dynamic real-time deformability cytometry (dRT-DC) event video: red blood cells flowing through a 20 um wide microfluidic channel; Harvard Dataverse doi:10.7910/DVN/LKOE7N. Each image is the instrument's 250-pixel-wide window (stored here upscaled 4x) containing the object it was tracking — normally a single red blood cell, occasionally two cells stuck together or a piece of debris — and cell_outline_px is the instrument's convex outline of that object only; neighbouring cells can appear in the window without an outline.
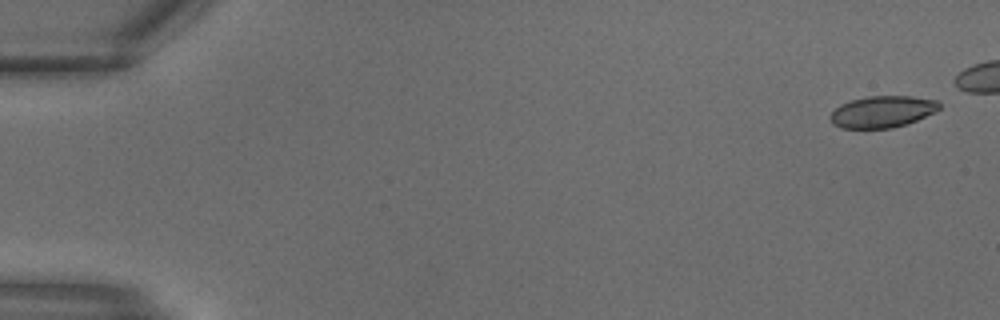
{"species": "common noctule bat (a hibernating species)", "species_latin": "Nyctalus noctula", "temperature_condition": "warm", "stored_images_in_passage": 9, "camera_frame_rate_fps": 3000, "um_per_image_px": 0.085, "animal": {"sex": "male", "body_mass_g": 18.8}, "frame": {"image": 1, "passage_image": 1, "time_ms": 0.0, "image_size_px": [1000, 320], "cell_outline_px": [[940, 108], [936, 112], [908, 124], [892, 128], [844, 128], [832, 124], [828, 116], [840, 104], [852, 100], [868, 96], [912, 96], [940, 100]], "centroid_in_image_um": [75.04, 9.49], "position_along_channel_um": 10.0, "area_um2": 20.35}}